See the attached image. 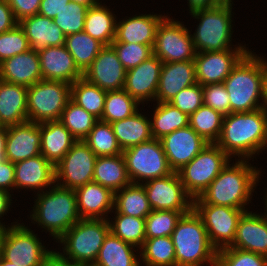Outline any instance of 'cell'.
<instances>
[{"mask_svg":"<svg viewBox=\"0 0 267 266\" xmlns=\"http://www.w3.org/2000/svg\"><path fill=\"white\" fill-rule=\"evenodd\" d=\"M43 80L63 81L68 84L83 78L74 58L65 45L50 46L37 51Z\"/></svg>","mask_w":267,"mask_h":266,"instance_id":"cell-21","label":"cell"},{"mask_svg":"<svg viewBox=\"0 0 267 266\" xmlns=\"http://www.w3.org/2000/svg\"><path fill=\"white\" fill-rule=\"evenodd\" d=\"M109 222L104 218L80 219L59 239L65 245L67 257L59 254L76 266L93 265L110 232Z\"/></svg>","mask_w":267,"mask_h":266,"instance_id":"cell-6","label":"cell"},{"mask_svg":"<svg viewBox=\"0 0 267 266\" xmlns=\"http://www.w3.org/2000/svg\"><path fill=\"white\" fill-rule=\"evenodd\" d=\"M98 120L72 100L67 103L59 119L76 140H84Z\"/></svg>","mask_w":267,"mask_h":266,"instance_id":"cell-41","label":"cell"},{"mask_svg":"<svg viewBox=\"0 0 267 266\" xmlns=\"http://www.w3.org/2000/svg\"><path fill=\"white\" fill-rule=\"evenodd\" d=\"M197 83L194 60L163 63L156 101L169 102L182 89Z\"/></svg>","mask_w":267,"mask_h":266,"instance_id":"cell-22","label":"cell"},{"mask_svg":"<svg viewBox=\"0 0 267 266\" xmlns=\"http://www.w3.org/2000/svg\"><path fill=\"white\" fill-rule=\"evenodd\" d=\"M115 223L110 225V232L135 247L143 246L146 239L145 218H137L116 212Z\"/></svg>","mask_w":267,"mask_h":266,"instance_id":"cell-44","label":"cell"},{"mask_svg":"<svg viewBox=\"0 0 267 266\" xmlns=\"http://www.w3.org/2000/svg\"><path fill=\"white\" fill-rule=\"evenodd\" d=\"M175 266H216L217 250L211 245L201 218L192 209L178 220L171 235ZM203 263V264H202Z\"/></svg>","mask_w":267,"mask_h":266,"instance_id":"cell-4","label":"cell"},{"mask_svg":"<svg viewBox=\"0 0 267 266\" xmlns=\"http://www.w3.org/2000/svg\"><path fill=\"white\" fill-rule=\"evenodd\" d=\"M266 78V61L248 52L223 82L229 94L231 113L260 109L262 104L258 105V100L263 98Z\"/></svg>","mask_w":267,"mask_h":266,"instance_id":"cell-2","label":"cell"},{"mask_svg":"<svg viewBox=\"0 0 267 266\" xmlns=\"http://www.w3.org/2000/svg\"><path fill=\"white\" fill-rule=\"evenodd\" d=\"M18 22L7 0H0V34L13 29Z\"/></svg>","mask_w":267,"mask_h":266,"instance_id":"cell-54","label":"cell"},{"mask_svg":"<svg viewBox=\"0 0 267 266\" xmlns=\"http://www.w3.org/2000/svg\"><path fill=\"white\" fill-rule=\"evenodd\" d=\"M143 187L152 210L181 211L183 214L192 210L193 202L186 200L190 196L185 191L177 172L149 180Z\"/></svg>","mask_w":267,"mask_h":266,"instance_id":"cell-15","label":"cell"},{"mask_svg":"<svg viewBox=\"0 0 267 266\" xmlns=\"http://www.w3.org/2000/svg\"><path fill=\"white\" fill-rule=\"evenodd\" d=\"M38 194L32 220L59 240L81 218L77 211L76 193L57 184L51 191Z\"/></svg>","mask_w":267,"mask_h":266,"instance_id":"cell-5","label":"cell"},{"mask_svg":"<svg viewBox=\"0 0 267 266\" xmlns=\"http://www.w3.org/2000/svg\"><path fill=\"white\" fill-rule=\"evenodd\" d=\"M84 32L104 46H110L115 39L116 20L106 7L100 4L90 7L85 16Z\"/></svg>","mask_w":267,"mask_h":266,"instance_id":"cell-35","label":"cell"},{"mask_svg":"<svg viewBox=\"0 0 267 266\" xmlns=\"http://www.w3.org/2000/svg\"><path fill=\"white\" fill-rule=\"evenodd\" d=\"M151 121V133L155 139H161L163 136L173 131L185 128L189 125V116L172 106L169 102H157Z\"/></svg>","mask_w":267,"mask_h":266,"instance_id":"cell-37","label":"cell"},{"mask_svg":"<svg viewBox=\"0 0 267 266\" xmlns=\"http://www.w3.org/2000/svg\"><path fill=\"white\" fill-rule=\"evenodd\" d=\"M160 141L173 172L182 169L208 144L189 125L163 136Z\"/></svg>","mask_w":267,"mask_h":266,"instance_id":"cell-17","label":"cell"},{"mask_svg":"<svg viewBox=\"0 0 267 266\" xmlns=\"http://www.w3.org/2000/svg\"><path fill=\"white\" fill-rule=\"evenodd\" d=\"M76 266V265H75ZM78 266H93V265H78Z\"/></svg>","mask_w":267,"mask_h":266,"instance_id":"cell-64","label":"cell"},{"mask_svg":"<svg viewBox=\"0 0 267 266\" xmlns=\"http://www.w3.org/2000/svg\"><path fill=\"white\" fill-rule=\"evenodd\" d=\"M97 156L83 140H77L65 156L55 165V182L58 186L77 189L93 181ZM65 182V183H64Z\"/></svg>","mask_w":267,"mask_h":266,"instance_id":"cell-14","label":"cell"},{"mask_svg":"<svg viewBox=\"0 0 267 266\" xmlns=\"http://www.w3.org/2000/svg\"><path fill=\"white\" fill-rule=\"evenodd\" d=\"M224 116L202 105L189 116V126L208 143H216L222 132Z\"/></svg>","mask_w":267,"mask_h":266,"instance_id":"cell-39","label":"cell"},{"mask_svg":"<svg viewBox=\"0 0 267 266\" xmlns=\"http://www.w3.org/2000/svg\"><path fill=\"white\" fill-rule=\"evenodd\" d=\"M216 144L230 157H251L267 147V115L260 108L252 112L224 116L222 132Z\"/></svg>","mask_w":267,"mask_h":266,"instance_id":"cell-1","label":"cell"},{"mask_svg":"<svg viewBox=\"0 0 267 266\" xmlns=\"http://www.w3.org/2000/svg\"><path fill=\"white\" fill-rule=\"evenodd\" d=\"M165 17L160 15H140L116 24L113 42L138 43L154 46L159 24Z\"/></svg>","mask_w":267,"mask_h":266,"instance_id":"cell-29","label":"cell"},{"mask_svg":"<svg viewBox=\"0 0 267 266\" xmlns=\"http://www.w3.org/2000/svg\"><path fill=\"white\" fill-rule=\"evenodd\" d=\"M87 10V6L70 1L60 13L56 14L53 22L60 27L66 36L83 32Z\"/></svg>","mask_w":267,"mask_h":266,"instance_id":"cell-47","label":"cell"},{"mask_svg":"<svg viewBox=\"0 0 267 266\" xmlns=\"http://www.w3.org/2000/svg\"><path fill=\"white\" fill-rule=\"evenodd\" d=\"M123 189V190H122ZM114 193L116 212L137 218H146L152 211L142 184L130 183ZM121 192L120 194H117Z\"/></svg>","mask_w":267,"mask_h":266,"instance_id":"cell-33","label":"cell"},{"mask_svg":"<svg viewBox=\"0 0 267 266\" xmlns=\"http://www.w3.org/2000/svg\"><path fill=\"white\" fill-rule=\"evenodd\" d=\"M0 79L26 87L42 80L37 51L29 49L1 62Z\"/></svg>","mask_w":267,"mask_h":266,"instance_id":"cell-24","label":"cell"},{"mask_svg":"<svg viewBox=\"0 0 267 266\" xmlns=\"http://www.w3.org/2000/svg\"><path fill=\"white\" fill-rule=\"evenodd\" d=\"M258 175L259 170L248 165L244 159L232 167L228 162L199 198L206 204L244 210L258 181Z\"/></svg>","mask_w":267,"mask_h":266,"instance_id":"cell-3","label":"cell"},{"mask_svg":"<svg viewBox=\"0 0 267 266\" xmlns=\"http://www.w3.org/2000/svg\"><path fill=\"white\" fill-rule=\"evenodd\" d=\"M142 260L147 266H175V249L171 236L145 239Z\"/></svg>","mask_w":267,"mask_h":266,"instance_id":"cell-43","label":"cell"},{"mask_svg":"<svg viewBox=\"0 0 267 266\" xmlns=\"http://www.w3.org/2000/svg\"><path fill=\"white\" fill-rule=\"evenodd\" d=\"M40 123L24 122L6 127L5 159L16 163L41 154Z\"/></svg>","mask_w":267,"mask_h":266,"instance_id":"cell-19","label":"cell"},{"mask_svg":"<svg viewBox=\"0 0 267 266\" xmlns=\"http://www.w3.org/2000/svg\"><path fill=\"white\" fill-rule=\"evenodd\" d=\"M65 46L82 73L91 66L93 60L104 47L101 42L92 38L84 31L67 35Z\"/></svg>","mask_w":267,"mask_h":266,"instance_id":"cell-36","label":"cell"},{"mask_svg":"<svg viewBox=\"0 0 267 266\" xmlns=\"http://www.w3.org/2000/svg\"><path fill=\"white\" fill-rule=\"evenodd\" d=\"M41 154L54 166L77 141L60 121L40 123Z\"/></svg>","mask_w":267,"mask_h":266,"instance_id":"cell-30","label":"cell"},{"mask_svg":"<svg viewBox=\"0 0 267 266\" xmlns=\"http://www.w3.org/2000/svg\"><path fill=\"white\" fill-rule=\"evenodd\" d=\"M69 2L70 0H41L38 14L54 19L56 14L60 13Z\"/></svg>","mask_w":267,"mask_h":266,"instance_id":"cell-53","label":"cell"},{"mask_svg":"<svg viewBox=\"0 0 267 266\" xmlns=\"http://www.w3.org/2000/svg\"><path fill=\"white\" fill-rule=\"evenodd\" d=\"M52 252L45 250L25 225L15 224L5 229L1 256L16 266H40Z\"/></svg>","mask_w":267,"mask_h":266,"instance_id":"cell-12","label":"cell"},{"mask_svg":"<svg viewBox=\"0 0 267 266\" xmlns=\"http://www.w3.org/2000/svg\"><path fill=\"white\" fill-rule=\"evenodd\" d=\"M126 72L110 45L100 50L91 66L83 73V78L105 91L121 90L124 88Z\"/></svg>","mask_w":267,"mask_h":266,"instance_id":"cell-18","label":"cell"},{"mask_svg":"<svg viewBox=\"0 0 267 266\" xmlns=\"http://www.w3.org/2000/svg\"><path fill=\"white\" fill-rule=\"evenodd\" d=\"M0 266H16L11 262L5 260L2 256L0 257Z\"/></svg>","mask_w":267,"mask_h":266,"instance_id":"cell-62","label":"cell"},{"mask_svg":"<svg viewBox=\"0 0 267 266\" xmlns=\"http://www.w3.org/2000/svg\"><path fill=\"white\" fill-rule=\"evenodd\" d=\"M127 172L132 183L139 184L136 179L146 181L171 174L167 157L160 139L149 141L130 147L122 152Z\"/></svg>","mask_w":267,"mask_h":266,"instance_id":"cell-11","label":"cell"},{"mask_svg":"<svg viewBox=\"0 0 267 266\" xmlns=\"http://www.w3.org/2000/svg\"><path fill=\"white\" fill-rule=\"evenodd\" d=\"M203 104L218 111L223 116L231 113L229 94L223 83L206 84L202 86Z\"/></svg>","mask_w":267,"mask_h":266,"instance_id":"cell-50","label":"cell"},{"mask_svg":"<svg viewBox=\"0 0 267 266\" xmlns=\"http://www.w3.org/2000/svg\"><path fill=\"white\" fill-rule=\"evenodd\" d=\"M263 104L261 106V109L263 110V112L267 115V78L264 84V92H263Z\"/></svg>","mask_w":267,"mask_h":266,"instance_id":"cell-61","label":"cell"},{"mask_svg":"<svg viewBox=\"0 0 267 266\" xmlns=\"http://www.w3.org/2000/svg\"><path fill=\"white\" fill-rule=\"evenodd\" d=\"M93 181L111 189L114 193L132 183L123 154L98 156L95 162Z\"/></svg>","mask_w":267,"mask_h":266,"instance_id":"cell-31","label":"cell"},{"mask_svg":"<svg viewBox=\"0 0 267 266\" xmlns=\"http://www.w3.org/2000/svg\"><path fill=\"white\" fill-rule=\"evenodd\" d=\"M10 194L8 191L0 189V216L8 210L9 205L11 204ZM0 228L6 229L3 224L0 223Z\"/></svg>","mask_w":267,"mask_h":266,"instance_id":"cell-58","label":"cell"},{"mask_svg":"<svg viewBox=\"0 0 267 266\" xmlns=\"http://www.w3.org/2000/svg\"><path fill=\"white\" fill-rule=\"evenodd\" d=\"M29 49L30 44L19 24L0 34V63Z\"/></svg>","mask_w":267,"mask_h":266,"instance_id":"cell-49","label":"cell"},{"mask_svg":"<svg viewBox=\"0 0 267 266\" xmlns=\"http://www.w3.org/2000/svg\"><path fill=\"white\" fill-rule=\"evenodd\" d=\"M231 2L225 0L212 8L192 12L193 17L201 19L196 33L192 36L196 52L230 49Z\"/></svg>","mask_w":267,"mask_h":266,"instance_id":"cell-7","label":"cell"},{"mask_svg":"<svg viewBox=\"0 0 267 266\" xmlns=\"http://www.w3.org/2000/svg\"><path fill=\"white\" fill-rule=\"evenodd\" d=\"M182 215L181 211L152 210L145 218L146 239L171 236Z\"/></svg>","mask_w":267,"mask_h":266,"instance_id":"cell-45","label":"cell"},{"mask_svg":"<svg viewBox=\"0 0 267 266\" xmlns=\"http://www.w3.org/2000/svg\"><path fill=\"white\" fill-rule=\"evenodd\" d=\"M96 156H114L122 154V149L110 123L98 120L83 140Z\"/></svg>","mask_w":267,"mask_h":266,"instance_id":"cell-40","label":"cell"},{"mask_svg":"<svg viewBox=\"0 0 267 266\" xmlns=\"http://www.w3.org/2000/svg\"><path fill=\"white\" fill-rule=\"evenodd\" d=\"M6 127L0 128V163L5 160Z\"/></svg>","mask_w":267,"mask_h":266,"instance_id":"cell-59","label":"cell"},{"mask_svg":"<svg viewBox=\"0 0 267 266\" xmlns=\"http://www.w3.org/2000/svg\"><path fill=\"white\" fill-rule=\"evenodd\" d=\"M18 24L23 29L31 49L35 51L65 45L66 35L51 18L36 14L19 21Z\"/></svg>","mask_w":267,"mask_h":266,"instance_id":"cell-27","label":"cell"},{"mask_svg":"<svg viewBox=\"0 0 267 266\" xmlns=\"http://www.w3.org/2000/svg\"><path fill=\"white\" fill-rule=\"evenodd\" d=\"M169 103L190 116L203 105L202 85L196 83L190 87L182 89L169 101Z\"/></svg>","mask_w":267,"mask_h":266,"instance_id":"cell-51","label":"cell"},{"mask_svg":"<svg viewBox=\"0 0 267 266\" xmlns=\"http://www.w3.org/2000/svg\"><path fill=\"white\" fill-rule=\"evenodd\" d=\"M73 1L74 3H78L83 6H87L88 8L94 7L96 5H99L98 0H70Z\"/></svg>","mask_w":267,"mask_h":266,"instance_id":"cell-60","label":"cell"},{"mask_svg":"<svg viewBox=\"0 0 267 266\" xmlns=\"http://www.w3.org/2000/svg\"><path fill=\"white\" fill-rule=\"evenodd\" d=\"M235 49L197 52L194 58L197 83L202 86L223 83L237 63L249 52L241 46Z\"/></svg>","mask_w":267,"mask_h":266,"instance_id":"cell-16","label":"cell"},{"mask_svg":"<svg viewBox=\"0 0 267 266\" xmlns=\"http://www.w3.org/2000/svg\"><path fill=\"white\" fill-rule=\"evenodd\" d=\"M133 247L109 232L93 266H140Z\"/></svg>","mask_w":267,"mask_h":266,"instance_id":"cell-34","label":"cell"},{"mask_svg":"<svg viewBox=\"0 0 267 266\" xmlns=\"http://www.w3.org/2000/svg\"><path fill=\"white\" fill-rule=\"evenodd\" d=\"M111 46L116 51L118 59L126 70L137 67L141 62L153 55V48L150 45L112 42Z\"/></svg>","mask_w":267,"mask_h":266,"instance_id":"cell-48","label":"cell"},{"mask_svg":"<svg viewBox=\"0 0 267 266\" xmlns=\"http://www.w3.org/2000/svg\"><path fill=\"white\" fill-rule=\"evenodd\" d=\"M70 100L71 84L42 79L28 87V121L35 123L59 121L65 106Z\"/></svg>","mask_w":267,"mask_h":266,"instance_id":"cell-9","label":"cell"},{"mask_svg":"<svg viewBox=\"0 0 267 266\" xmlns=\"http://www.w3.org/2000/svg\"><path fill=\"white\" fill-rule=\"evenodd\" d=\"M107 91L89 83L85 78L71 84V100L78 106L101 119Z\"/></svg>","mask_w":267,"mask_h":266,"instance_id":"cell-38","label":"cell"},{"mask_svg":"<svg viewBox=\"0 0 267 266\" xmlns=\"http://www.w3.org/2000/svg\"><path fill=\"white\" fill-rule=\"evenodd\" d=\"M17 22L38 14L41 0H7Z\"/></svg>","mask_w":267,"mask_h":266,"instance_id":"cell-52","label":"cell"},{"mask_svg":"<svg viewBox=\"0 0 267 266\" xmlns=\"http://www.w3.org/2000/svg\"><path fill=\"white\" fill-rule=\"evenodd\" d=\"M223 1L225 0H189L190 13L201 9L212 8L221 4Z\"/></svg>","mask_w":267,"mask_h":266,"instance_id":"cell-57","label":"cell"},{"mask_svg":"<svg viewBox=\"0 0 267 266\" xmlns=\"http://www.w3.org/2000/svg\"><path fill=\"white\" fill-rule=\"evenodd\" d=\"M15 187L39 189L55 183V166L42 154L14 163Z\"/></svg>","mask_w":267,"mask_h":266,"instance_id":"cell-28","label":"cell"},{"mask_svg":"<svg viewBox=\"0 0 267 266\" xmlns=\"http://www.w3.org/2000/svg\"><path fill=\"white\" fill-rule=\"evenodd\" d=\"M5 234V229L4 228H0V257H1V251H2V240Z\"/></svg>","mask_w":267,"mask_h":266,"instance_id":"cell-63","label":"cell"},{"mask_svg":"<svg viewBox=\"0 0 267 266\" xmlns=\"http://www.w3.org/2000/svg\"><path fill=\"white\" fill-rule=\"evenodd\" d=\"M230 157L216 144L208 143L177 173L190 200L200 197L227 165Z\"/></svg>","mask_w":267,"mask_h":266,"instance_id":"cell-8","label":"cell"},{"mask_svg":"<svg viewBox=\"0 0 267 266\" xmlns=\"http://www.w3.org/2000/svg\"><path fill=\"white\" fill-rule=\"evenodd\" d=\"M196 53L188 29L180 22L164 18L157 28L153 55L163 63H170L194 60Z\"/></svg>","mask_w":267,"mask_h":266,"instance_id":"cell-13","label":"cell"},{"mask_svg":"<svg viewBox=\"0 0 267 266\" xmlns=\"http://www.w3.org/2000/svg\"><path fill=\"white\" fill-rule=\"evenodd\" d=\"M28 87L0 79V123L3 127L28 121Z\"/></svg>","mask_w":267,"mask_h":266,"instance_id":"cell-26","label":"cell"},{"mask_svg":"<svg viewBox=\"0 0 267 266\" xmlns=\"http://www.w3.org/2000/svg\"><path fill=\"white\" fill-rule=\"evenodd\" d=\"M138 102L124 89L107 91L100 120L108 123L122 120L137 112Z\"/></svg>","mask_w":267,"mask_h":266,"instance_id":"cell-42","label":"cell"},{"mask_svg":"<svg viewBox=\"0 0 267 266\" xmlns=\"http://www.w3.org/2000/svg\"><path fill=\"white\" fill-rule=\"evenodd\" d=\"M192 202V209L201 218L211 245L216 250L229 247L234 241L238 221L247 210L206 204L199 197Z\"/></svg>","mask_w":267,"mask_h":266,"instance_id":"cell-10","label":"cell"},{"mask_svg":"<svg viewBox=\"0 0 267 266\" xmlns=\"http://www.w3.org/2000/svg\"><path fill=\"white\" fill-rule=\"evenodd\" d=\"M74 191L81 219H103V214L114 207V192L97 182H88Z\"/></svg>","mask_w":267,"mask_h":266,"instance_id":"cell-25","label":"cell"},{"mask_svg":"<svg viewBox=\"0 0 267 266\" xmlns=\"http://www.w3.org/2000/svg\"><path fill=\"white\" fill-rule=\"evenodd\" d=\"M40 266H75L71 262L65 260L59 252H52Z\"/></svg>","mask_w":267,"mask_h":266,"instance_id":"cell-56","label":"cell"},{"mask_svg":"<svg viewBox=\"0 0 267 266\" xmlns=\"http://www.w3.org/2000/svg\"><path fill=\"white\" fill-rule=\"evenodd\" d=\"M15 165L9 160L0 163V189L8 191V187H15Z\"/></svg>","mask_w":267,"mask_h":266,"instance_id":"cell-55","label":"cell"},{"mask_svg":"<svg viewBox=\"0 0 267 266\" xmlns=\"http://www.w3.org/2000/svg\"><path fill=\"white\" fill-rule=\"evenodd\" d=\"M229 247L267 257V216L244 212L238 221L234 241Z\"/></svg>","mask_w":267,"mask_h":266,"instance_id":"cell-23","label":"cell"},{"mask_svg":"<svg viewBox=\"0 0 267 266\" xmlns=\"http://www.w3.org/2000/svg\"><path fill=\"white\" fill-rule=\"evenodd\" d=\"M162 64L157 56L152 55L137 67L127 70L123 89L139 104L148 98L155 99Z\"/></svg>","mask_w":267,"mask_h":266,"instance_id":"cell-20","label":"cell"},{"mask_svg":"<svg viewBox=\"0 0 267 266\" xmlns=\"http://www.w3.org/2000/svg\"><path fill=\"white\" fill-rule=\"evenodd\" d=\"M146 118L137 111L128 118L110 123L122 151L153 138L151 121Z\"/></svg>","mask_w":267,"mask_h":266,"instance_id":"cell-32","label":"cell"},{"mask_svg":"<svg viewBox=\"0 0 267 266\" xmlns=\"http://www.w3.org/2000/svg\"><path fill=\"white\" fill-rule=\"evenodd\" d=\"M216 266H267V257L237 248L226 247L217 250Z\"/></svg>","mask_w":267,"mask_h":266,"instance_id":"cell-46","label":"cell"}]
</instances>
